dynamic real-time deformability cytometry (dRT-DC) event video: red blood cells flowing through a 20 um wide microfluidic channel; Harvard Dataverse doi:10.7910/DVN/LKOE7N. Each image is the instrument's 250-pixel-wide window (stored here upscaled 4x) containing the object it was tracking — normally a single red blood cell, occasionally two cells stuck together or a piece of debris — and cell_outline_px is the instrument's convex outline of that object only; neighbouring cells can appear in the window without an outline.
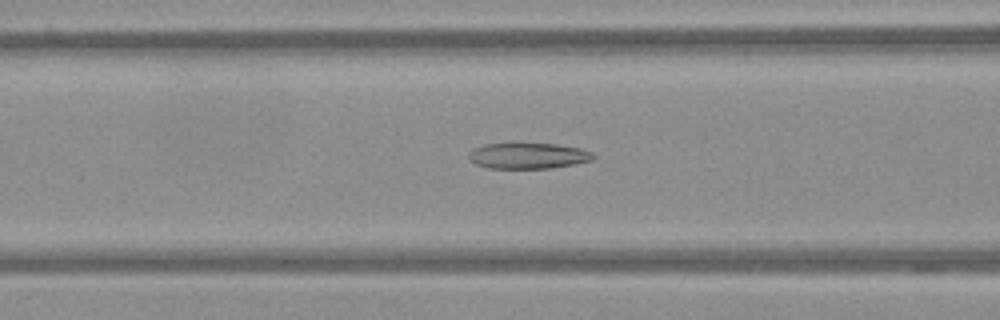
{"species": "Egyptian fruit bat (a non-hibernating species)", "species_latin": "Rousettus aegyptiacus", "temperature_condition": "warm", "stored_images_in_passage": 58, "camera_frame_rate_fps": 3000, "um_per_image_px": 0.085, "frame": {"image": 1, "passage_image": 24, "time_ms": 7.667, "image_size_px": [1000, 320], "cell_outline_px": [[596, 156], [592, 160], [572, 164], [548, 168], [488, 168], [476, 164], [468, 156], [468, 152], [472, 148], [484, 144], [512, 140], [516, 140], [556, 144], [580, 148], [592, 152]], "centroid_in_image_um": [44.82, 13.17], "position_along_channel_um": 121.8, "area_um2": 19.65}}
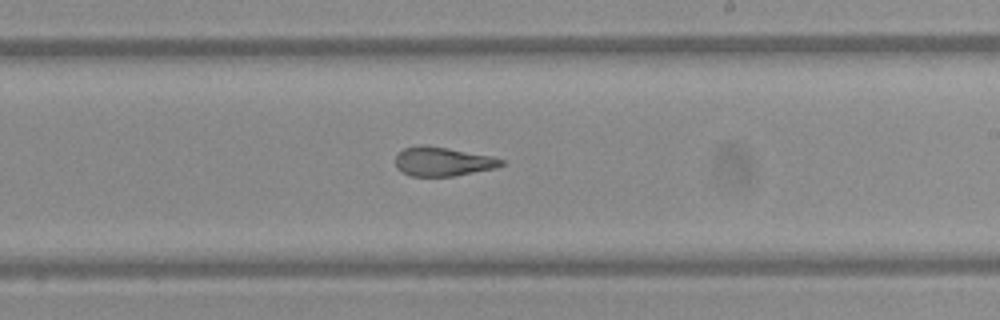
{"frame": {"image": 2, "passage_image": 35, "time_ms": 11.333, "image_size_px": [1000, 320], "cell_outline_px": [[504, 164], [496, 168], [452, 176], [412, 176], [396, 168], [396, 156], [404, 148], [420, 144], [424, 144], [448, 148], [492, 156], [504, 160]], "centroid_in_image_um": [37.64, 13.72], "position_along_channel_um": 251.4, "area_um2": 17.86}}
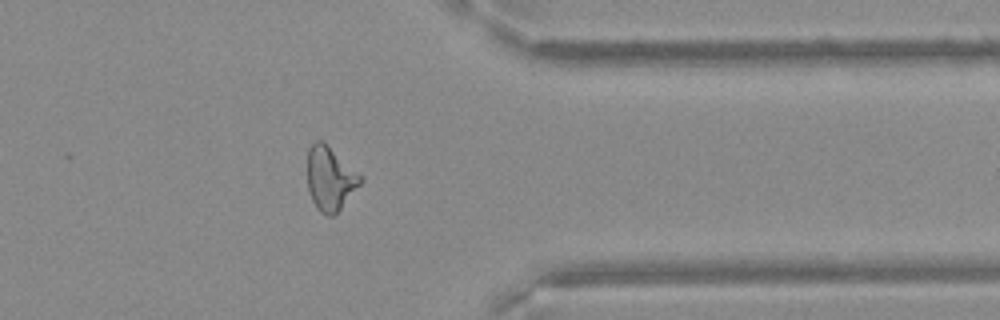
{"frame": {"image": 3, "passage_image": 47, "time_ms": 15.333, "image_size_px": [1000, 320], "cell_outline_px": [[364, 180], [340, 208], [332, 216], [328, 216], [320, 212], [316, 208], [308, 192], [308, 148], [316, 140], [324, 140], [364, 176]], "centroid_in_image_um": [28.08, 15.13], "position_along_channel_um": 383.3, "area_um2": 20.06}}